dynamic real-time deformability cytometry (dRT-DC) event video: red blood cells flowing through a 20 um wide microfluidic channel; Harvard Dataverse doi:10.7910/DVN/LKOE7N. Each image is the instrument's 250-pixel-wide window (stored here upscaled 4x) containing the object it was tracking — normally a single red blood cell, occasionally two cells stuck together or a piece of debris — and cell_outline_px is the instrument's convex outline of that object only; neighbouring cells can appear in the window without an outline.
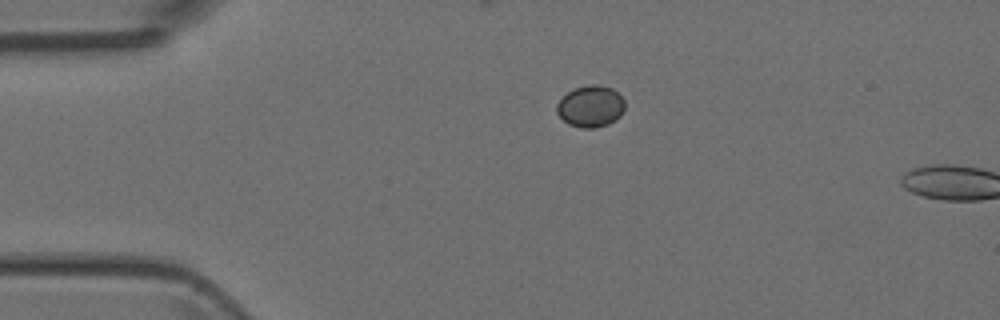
{"species": "Egyptian fruit bat (a non-hibernating species)", "species_latin": "Rousettus aegyptiacus", "temperature_condition": "room temperature", "stored_images_in_passage": 6, "camera_frame_rate_fps": 3000, "um_per_image_px": 0.085, "animal": {"sex": "female"}, "frame": {"image": 1, "passage_image": 6, "time_ms": 5.667, "image_size_px": [1000, 320], "cell_outline_px": [[624, 108], [620, 116], [608, 124], [596, 128], [580, 128], [568, 124], [556, 112], [556, 104], [568, 92], [576, 88], [588, 84], [596, 84], [612, 88], [624, 100]], "centroid_in_image_um": [50.19, 9.05], "position_along_channel_um": 34.8, "area_um2": 16.42}}